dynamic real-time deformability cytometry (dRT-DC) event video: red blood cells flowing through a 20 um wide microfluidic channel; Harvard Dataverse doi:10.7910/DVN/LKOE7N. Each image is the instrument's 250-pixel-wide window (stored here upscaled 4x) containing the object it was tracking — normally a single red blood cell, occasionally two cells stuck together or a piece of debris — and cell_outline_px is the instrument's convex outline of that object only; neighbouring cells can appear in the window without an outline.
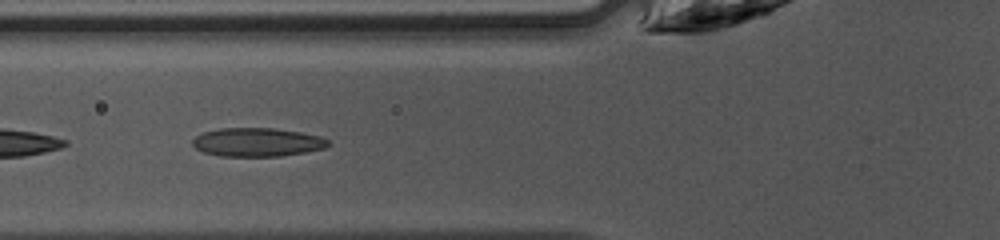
{"species": "common noctule bat (a hibernating species)", "species_latin": "Nyctalus noctula", "temperature_condition": "warm", "stored_images_in_passage": 22, "camera_frame_rate_fps": 3000, "um_per_image_px": 0.085, "animal": {"sex": "female", "body_mass_g": 10.0, "forearm_length_mm": 53.1}, "frame": {"image": 1, "passage_image": 4, "time_ms": 1.0, "image_size_px": [1000, 240], "cell_outline_px": [[332, 144], [324, 148], [304, 152], [280, 156], [220, 156], [204, 152], [196, 148], [192, 144], [192, 140], [196, 136], [204, 132], [220, 128], [272, 128], [300, 132], [320, 136], [328, 140]], "centroid_in_image_um": [21.87, 12.08], "position_along_channel_um": 103.9, "area_um2": 22.54}}
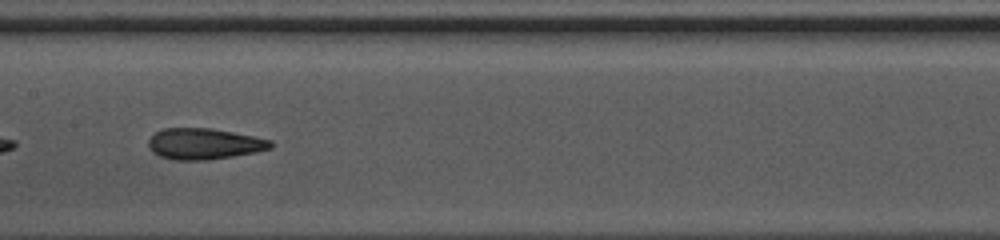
{"frame": {"image": 2, "passage_image": 10, "time_ms": 3.0, "image_size_px": [1000, 240], "cell_outline_px": [[272, 148], [256, 152], [232, 156], [204, 160], [176, 160], [160, 156], [152, 152], [148, 144], [148, 140], [160, 128], [212, 128], [272, 140]], "centroid_in_image_um": [17.33, 12.22], "position_along_channel_um": 190.1, "area_um2": 22.02}}
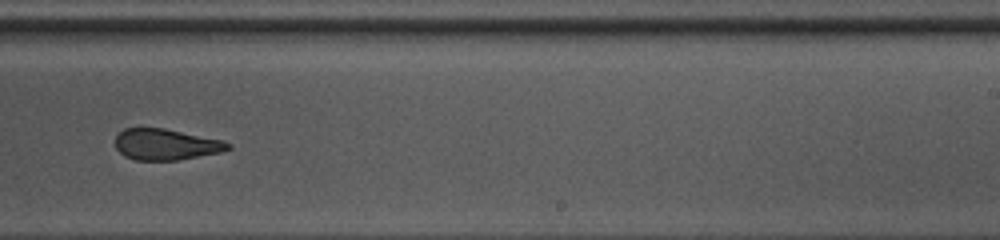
{"frame": {"image": 3, "passage_image": 16, "time_ms": 5.0, "image_size_px": [1000, 240], "cell_outline_px": [[232, 148], [220, 152], [176, 160], [136, 160], [124, 156], [116, 148], [116, 136], [124, 128], [164, 128], [224, 140], [232, 144]], "centroid_in_image_um": [14.12, 12.27], "position_along_channel_um": 274.9, "area_um2": 20.4}}